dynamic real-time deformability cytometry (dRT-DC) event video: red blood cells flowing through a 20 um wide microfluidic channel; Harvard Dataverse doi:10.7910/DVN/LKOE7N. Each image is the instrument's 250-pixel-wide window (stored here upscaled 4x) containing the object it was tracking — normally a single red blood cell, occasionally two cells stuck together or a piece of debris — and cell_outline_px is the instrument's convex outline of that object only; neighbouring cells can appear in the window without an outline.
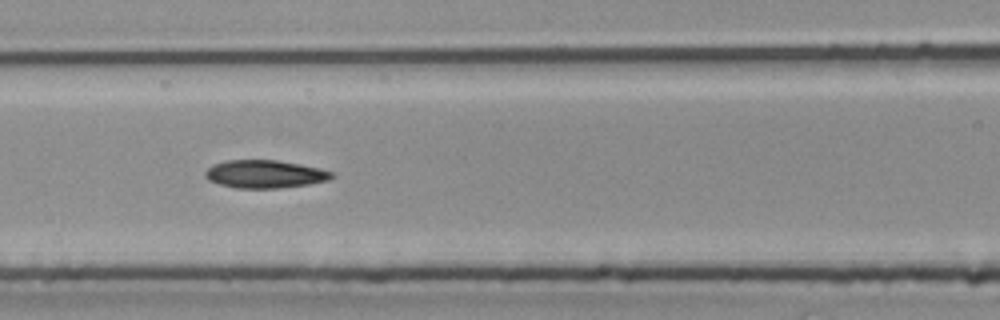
{"species": "common noctule bat (a hibernating species)", "species_latin": "Nyctalus noctula", "temperature_condition": "room temperature", "stored_images_in_passage": 3, "camera_frame_rate_fps": 3000, "um_per_image_px": 0.085, "animal": {"sex": "female", "body_mass_g": 25.1}, "frame": {"image": 1, "passage_image": 3, "time_ms": 0.667, "image_size_px": [1000, 320], "cell_outline_px": [[336, 176], [328, 180], [308, 184], [280, 188], [236, 188], [220, 184], [208, 180], [204, 176], [204, 172], [212, 164], [228, 160], [276, 160], [300, 164], [332, 172]], "centroid_in_image_um": [22.48, 14.8], "position_along_channel_um": 144.1, "area_um2": 20.52}}